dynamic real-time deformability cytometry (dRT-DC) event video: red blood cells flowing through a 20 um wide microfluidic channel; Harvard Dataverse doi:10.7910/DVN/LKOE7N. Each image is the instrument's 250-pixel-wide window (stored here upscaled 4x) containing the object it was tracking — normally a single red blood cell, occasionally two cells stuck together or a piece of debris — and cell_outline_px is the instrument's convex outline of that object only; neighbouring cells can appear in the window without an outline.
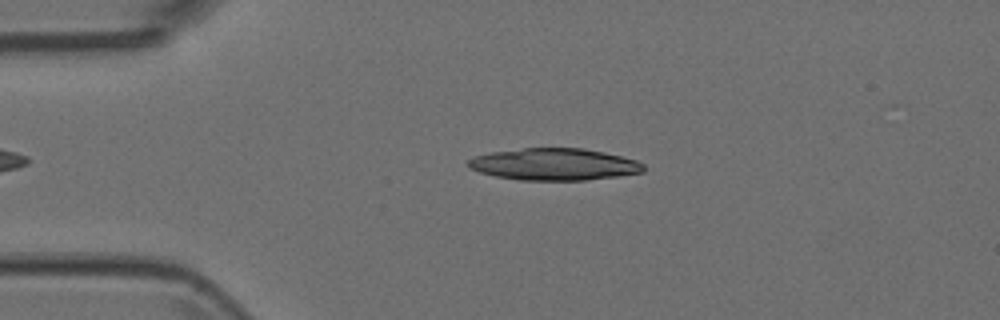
{"species": "Egyptian fruit bat (a non-hibernating species)", "species_latin": "Rousettus aegyptiacus", "temperature_condition": "room temperature", "stored_images_in_passage": 3, "camera_frame_rate_fps": 3000, "um_per_image_px": 0.085, "animal": {"sex": "female"}, "frame": {"image": 1, "passage_image": 1, "time_ms": 0.0, "image_size_px": [1000, 320], "cell_outline_px": [[644, 172], [620, 176], [584, 180], [520, 180], [496, 176], [480, 172], [468, 168], [468, 160], [476, 156], [492, 152], [524, 148], [584, 148], [604, 152], [636, 160], [644, 164]], "centroid_in_image_um": [47.13, 13.97], "position_along_channel_um": 37.9, "area_um2": 32.54}}